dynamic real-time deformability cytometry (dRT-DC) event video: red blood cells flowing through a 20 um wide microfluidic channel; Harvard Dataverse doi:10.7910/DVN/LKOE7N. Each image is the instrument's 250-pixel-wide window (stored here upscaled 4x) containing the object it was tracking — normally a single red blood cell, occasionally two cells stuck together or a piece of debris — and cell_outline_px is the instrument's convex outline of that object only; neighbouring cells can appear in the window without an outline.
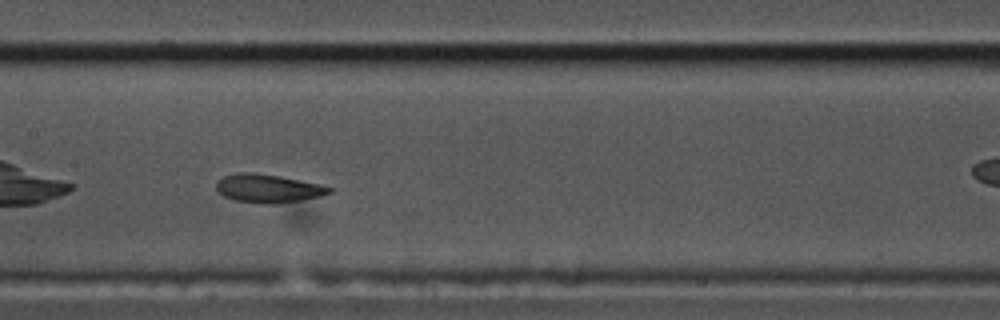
{"species": "common noctule bat (a hibernating species)", "species_latin": "Nyctalus noctula", "temperature_condition": "cold", "stored_images_in_passage": 43, "camera_frame_rate_fps": 3000, "um_per_image_px": 0.085, "animal": {"sex": "male", "body_mass_g": 17.5, "forearm_length_mm": 52.3}, "frame": {"image": 1, "passage_image": 13, "time_ms": 4.0, "image_size_px": [1000, 320], "cell_outline_px": [[332, 192], [320, 196], [300, 200], [272, 204], [264, 204], [236, 200], [224, 196], [216, 188], [216, 180], [224, 176], [240, 172], [252, 172], [280, 176], [316, 184], [332, 188]], "centroid_in_image_um": [22.74, 16.01], "position_along_channel_um": 184.7, "area_um2": 18.38}, "authors_computed_cell_mechanics": {"area_um2": 19.4208, "velocity_mm_per_s": 3.5249, "shape_relaxation_time_tau1_ms": 6.3528, "shape_relaxation_time_tau2_ms": null, "deformation_change_tau1": 0.192, "deformation_change_tau2": null}}